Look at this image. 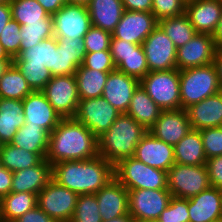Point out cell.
Here are the masks:
<instances>
[{
	"mask_svg": "<svg viewBox=\"0 0 222 222\" xmlns=\"http://www.w3.org/2000/svg\"><path fill=\"white\" fill-rule=\"evenodd\" d=\"M98 155V138L75 118H62L50 133L45 159L53 165L61 161L92 159Z\"/></svg>",
	"mask_w": 222,
	"mask_h": 222,
	"instance_id": "cell-1",
	"label": "cell"
},
{
	"mask_svg": "<svg viewBox=\"0 0 222 222\" xmlns=\"http://www.w3.org/2000/svg\"><path fill=\"white\" fill-rule=\"evenodd\" d=\"M52 179L80 194H95L114 175V165L101 156L87 160L61 161L52 165Z\"/></svg>",
	"mask_w": 222,
	"mask_h": 222,
	"instance_id": "cell-2",
	"label": "cell"
},
{
	"mask_svg": "<svg viewBox=\"0 0 222 222\" xmlns=\"http://www.w3.org/2000/svg\"><path fill=\"white\" fill-rule=\"evenodd\" d=\"M147 132L130 115L122 113L98 138V154L115 166L120 160L134 156L137 144Z\"/></svg>",
	"mask_w": 222,
	"mask_h": 222,
	"instance_id": "cell-3",
	"label": "cell"
},
{
	"mask_svg": "<svg viewBox=\"0 0 222 222\" xmlns=\"http://www.w3.org/2000/svg\"><path fill=\"white\" fill-rule=\"evenodd\" d=\"M181 109L221 91L214 63L180 70Z\"/></svg>",
	"mask_w": 222,
	"mask_h": 222,
	"instance_id": "cell-4",
	"label": "cell"
},
{
	"mask_svg": "<svg viewBox=\"0 0 222 222\" xmlns=\"http://www.w3.org/2000/svg\"><path fill=\"white\" fill-rule=\"evenodd\" d=\"M115 178L127 189H168L167 172L128 157L114 166Z\"/></svg>",
	"mask_w": 222,
	"mask_h": 222,
	"instance_id": "cell-5",
	"label": "cell"
},
{
	"mask_svg": "<svg viewBox=\"0 0 222 222\" xmlns=\"http://www.w3.org/2000/svg\"><path fill=\"white\" fill-rule=\"evenodd\" d=\"M180 70L177 68L148 72L141 87L161 110L181 109Z\"/></svg>",
	"mask_w": 222,
	"mask_h": 222,
	"instance_id": "cell-6",
	"label": "cell"
},
{
	"mask_svg": "<svg viewBox=\"0 0 222 222\" xmlns=\"http://www.w3.org/2000/svg\"><path fill=\"white\" fill-rule=\"evenodd\" d=\"M168 190L172 197L189 199L209 188L206 165H182L174 163L167 171Z\"/></svg>",
	"mask_w": 222,
	"mask_h": 222,
	"instance_id": "cell-7",
	"label": "cell"
},
{
	"mask_svg": "<svg viewBox=\"0 0 222 222\" xmlns=\"http://www.w3.org/2000/svg\"><path fill=\"white\" fill-rule=\"evenodd\" d=\"M77 199V193L51 179L37 194V205L56 222H70Z\"/></svg>",
	"mask_w": 222,
	"mask_h": 222,
	"instance_id": "cell-8",
	"label": "cell"
},
{
	"mask_svg": "<svg viewBox=\"0 0 222 222\" xmlns=\"http://www.w3.org/2000/svg\"><path fill=\"white\" fill-rule=\"evenodd\" d=\"M171 198L168 189L128 190V213L136 222L158 220Z\"/></svg>",
	"mask_w": 222,
	"mask_h": 222,
	"instance_id": "cell-9",
	"label": "cell"
},
{
	"mask_svg": "<svg viewBox=\"0 0 222 222\" xmlns=\"http://www.w3.org/2000/svg\"><path fill=\"white\" fill-rule=\"evenodd\" d=\"M42 92L61 118H74L80 101L75 75L52 76Z\"/></svg>",
	"mask_w": 222,
	"mask_h": 222,
	"instance_id": "cell-10",
	"label": "cell"
},
{
	"mask_svg": "<svg viewBox=\"0 0 222 222\" xmlns=\"http://www.w3.org/2000/svg\"><path fill=\"white\" fill-rule=\"evenodd\" d=\"M120 114L101 96L80 100L74 118L99 138L111 127Z\"/></svg>",
	"mask_w": 222,
	"mask_h": 222,
	"instance_id": "cell-11",
	"label": "cell"
},
{
	"mask_svg": "<svg viewBox=\"0 0 222 222\" xmlns=\"http://www.w3.org/2000/svg\"><path fill=\"white\" fill-rule=\"evenodd\" d=\"M53 17V34L56 38L83 39L91 24L85 5L65 4Z\"/></svg>",
	"mask_w": 222,
	"mask_h": 222,
	"instance_id": "cell-12",
	"label": "cell"
},
{
	"mask_svg": "<svg viewBox=\"0 0 222 222\" xmlns=\"http://www.w3.org/2000/svg\"><path fill=\"white\" fill-rule=\"evenodd\" d=\"M142 47L149 72L177 68V49L159 25L143 41Z\"/></svg>",
	"mask_w": 222,
	"mask_h": 222,
	"instance_id": "cell-13",
	"label": "cell"
},
{
	"mask_svg": "<svg viewBox=\"0 0 222 222\" xmlns=\"http://www.w3.org/2000/svg\"><path fill=\"white\" fill-rule=\"evenodd\" d=\"M110 54L117 70L139 81L149 72L142 45L111 37Z\"/></svg>",
	"mask_w": 222,
	"mask_h": 222,
	"instance_id": "cell-14",
	"label": "cell"
},
{
	"mask_svg": "<svg viewBox=\"0 0 222 222\" xmlns=\"http://www.w3.org/2000/svg\"><path fill=\"white\" fill-rule=\"evenodd\" d=\"M157 26L158 20L151 12L125 10L112 37L142 45Z\"/></svg>",
	"mask_w": 222,
	"mask_h": 222,
	"instance_id": "cell-15",
	"label": "cell"
},
{
	"mask_svg": "<svg viewBox=\"0 0 222 222\" xmlns=\"http://www.w3.org/2000/svg\"><path fill=\"white\" fill-rule=\"evenodd\" d=\"M216 50L212 35L197 33L188 43L177 48V69L185 70L214 63Z\"/></svg>",
	"mask_w": 222,
	"mask_h": 222,
	"instance_id": "cell-16",
	"label": "cell"
},
{
	"mask_svg": "<svg viewBox=\"0 0 222 222\" xmlns=\"http://www.w3.org/2000/svg\"><path fill=\"white\" fill-rule=\"evenodd\" d=\"M133 157L148 166L167 172L175 163L174 146L166 144L148 131L137 144Z\"/></svg>",
	"mask_w": 222,
	"mask_h": 222,
	"instance_id": "cell-17",
	"label": "cell"
},
{
	"mask_svg": "<svg viewBox=\"0 0 222 222\" xmlns=\"http://www.w3.org/2000/svg\"><path fill=\"white\" fill-rule=\"evenodd\" d=\"M186 109L162 110L150 132L166 144L175 146L190 130Z\"/></svg>",
	"mask_w": 222,
	"mask_h": 222,
	"instance_id": "cell-18",
	"label": "cell"
},
{
	"mask_svg": "<svg viewBox=\"0 0 222 222\" xmlns=\"http://www.w3.org/2000/svg\"><path fill=\"white\" fill-rule=\"evenodd\" d=\"M22 104L27 125L39 126L51 133L62 119L42 91H33Z\"/></svg>",
	"mask_w": 222,
	"mask_h": 222,
	"instance_id": "cell-19",
	"label": "cell"
},
{
	"mask_svg": "<svg viewBox=\"0 0 222 222\" xmlns=\"http://www.w3.org/2000/svg\"><path fill=\"white\" fill-rule=\"evenodd\" d=\"M140 81L117 69L109 72L102 97L106 99L119 113H126L133 93Z\"/></svg>",
	"mask_w": 222,
	"mask_h": 222,
	"instance_id": "cell-20",
	"label": "cell"
},
{
	"mask_svg": "<svg viewBox=\"0 0 222 222\" xmlns=\"http://www.w3.org/2000/svg\"><path fill=\"white\" fill-rule=\"evenodd\" d=\"M185 14L197 33L213 35L221 18L222 0L188 2Z\"/></svg>",
	"mask_w": 222,
	"mask_h": 222,
	"instance_id": "cell-21",
	"label": "cell"
},
{
	"mask_svg": "<svg viewBox=\"0 0 222 222\" xmlns=\"http://www.w3.org/2000/svg\"><path fill=\"white\" fill-rule=\"evenodd\" d=\"M95 195L103 221L128 214V190L115 177Z\"/></svg>",
	"mask_w": 222,
	"mask_h": 222,
	"instance_id": "cell-22",
	"label": "cell"
},
{
	"mask_svg": "<svg viewBox=\"0 0 222 222\" xmlns=\"http://www.w3.org/2000/svg\"><path fill=\"white\" fill-rule=\"evenodd\" d=\"M189 222H214L222 218V190L210 186L188 199Z\"/></svg>",
	"mask_w": 222,
	"mask_h": 222,
	"instance_id": "cell-23",
	"label": "cell"
},
{
	"mask_svg": "<svg viewBox=\"0 0 222 222\" xmlns=\"http://www.w3.org/2000/svg\"><path fill=\"white\" fill-rule=\"evenodd\" d=\"M194 130L222 126V91L186 108Z\"/></svg>",
	"mask_w": 222,
	"mask_h": 222,
	"instance_id": "cell-24",
	"label": "cell"
},
{
	"mask_svg": "<svg viewBox=\"0 0 222 222\" xmlns=\"http://www.w3.org/2000/svg\"><path fill=\"white\" fill-rule=\"evenodd\" d=\"M52 165L43 159L38 165L13 172L11 192L38 194L52 179Z\"/></svg>",
	"mask_w": 222,
	"mask_h": 222,
	"instance_id": "cell-25",
	"label": "cell"
},
{
	"mask_svg": "<svg viewBox=\"0 0 222 222\" xmlns=\"http://www.w3.org/2000/svg\"><path fill=\"white\" fill-rule=\"evenodd\" d=\"M91 24L112 33L124 13L122 0H90L87 5Z\"/></svg>",
	"mask_w": 222,
	"mask_h": 222,
	"instance_id": "cell-26",
	"label": "cell"
},
{
	"mask_svg": "<svg viewBox=\"0 0 222 222\" xmlns=\"http://www.w3.org/2000/svg\"><path fill=\"white\" fill-rule=\"evenodd\" d=\"M25 123L21 100L0 98V142L10 143Z\"/></svg>",
	"mask_w": 222,
	"mask_h": 222,
	"instance_id": "cell-27",
	"label": "cell"
},
{
	"mask_svg": "<svg viewBox=\"0 0 222 222\" xmlns=\"http://www.w3.org/2000/svg\"><path fill=\"white\" fill-rule=\"evenodd\" d=\"M174 158L176 164L206 165L207 157L204 152L200 130L191 129L174 146Z\"/></svg>",
	"mask_w": 222,
	"mask_h": 222,
	"instance_id": "cell-28",
	"label": "cell"
},
{
	"mask_svg": "<svg viewBox=\"0 0 222 222\" xmlns=\"http://www.w3.org/2000/svg\"><path fill=\"white\" fill-rule=\"evenodd\" d=\"M57 52L55 36L43 39L39 44L23 50L13 59L15 65H44L54 76V59Z\"/></svg>",
	"mask_w": 222,
	"mask_h": 222,
	"instance_id": "cell-29",
	"label": "cell"
},
{
	"mask_svg": "<svg viewBox=\"0 0 222 222\" xmlns=\"http://www.w3.org/2000/svg\"><path fill=\"white\" fill-rule=\"evenodd\" d=\"M161 112L162 110L149 97L141 85H139L133 93L126 113L149 131L159 118Z\"/></svg>",
	"mask_w": 222,
	"mask_h": 222,
	"instance_id": "cell-30",
	"label": "cell"
},
{
	"mask_svg": "<svg viewBox=\"0 0 222 222\" xmlns=\"http://www.w3.org/2000/svg\"><path fill=\"white\" fill-rule=\"evenodd\" d=\"M49 136L50 133L42 127L24 123L13 136L10 144L26 151L37 153L45 159L48 151Z\"/></svg>",
	"mask_w": 222,
	"mask_h": 222,
	"instance_id": "cell-31",
	"label": "cell"
},
{
	"mask_svg": "<svg viewBox=\"0 0 222 222\" xmlns=\"http://www.w3.org/2000/svg\"><path fill=\"white\" fill-rule=\"evenodd\" d=\"M36 206L37 194L29 192H10L0 200V219L15 222Z\"/></svg>",
	"mask_w": 222,
	"mask_h": 222,
	"instance_id": "cell-32",
	"label": "cell"
},
{
	"mask_svg": "<svg viewBox=\"0 0 222 222\" xmlns=\"http://www.w3.org/2000/svg\"><path fill=\"white\" fill-rule=\"evenodd\" d=\"M109 72L79 66L75 72L80 100L101 97Z\"/></svg>",
	"mask_w": 222,
	"mask_h": 222,
	"instance_id": "cell-33",
	"label": "cell"
},
{
	"mask_svg": "<svg viewBox=\"0 0 222 222\" xmlns=\"http://www.w3.org/2000/svg\"><path fill=\"white\" fill-rule=\"evenodd\" d=\"M0 158L1 165L11 172L36 166L43 160L39 154L26 151L10 143L2 144Z\"/></svg>",
	"mask_w": 222,
	"mask_h": 222,
	"instance_id": "cell-34",
	"label": "cell"
},
{
	"mask_svg": "<svg viewBox=\"0 0 222 222\" xmlns=\"http://www.w3.org/2000/svg\"><path fill=\"white\" fill-rule=\"evenodd\" d=\"M33 90L14 63L0 79V98L24 100Z\"/></svg>",
	"mask_w": 222,
	"mask_h": 222,
	"instance_id": "cell-35",
	"label": "cell"
},
{
	"mask_svg": "<svg viewBox=\"0 0 222 222\" xmlns=\"http://www.w3.org/2000/svg\"><path fill=\"white\" fill-rule=\"evenodd\" d=\"M158 25L174 43L176 49L188 43L197 34L185 13L159 20Z\"/></svg>",
	"mask_w": 222,
	"mask_h": 222,
	"instance_id": "cell-36",
	"label": "cell"
},
{
	"mask_svg": "<svg viewBox=\"0 0 222 222\" xmlns=\"http://www.w3.org/2000/svg\"><path fill=\"white\" fill-rule=\"evenodd\" d=\"M9 4L12 19L20 25L44 22L51 16L37 0H11Z\"/></svg>",
	"mask_w": 222,
	"mask_h": 222,
	"instance_id": "cell-37",
	"label": "cell"
},
{
	"mask_svg": "<svg viewBox=\"0 0 222 222\" xmlns=\"http://www.w3.org/2000/svg\"><path fill=\"white\" fill-rule=\"evenodd\" d=\"M20 53L39 44L43 39L51 38L53 34V17L52 15L44 22L28 23L21 25L20 28Z\"/></svg>",
	"mask_w": 222,
	"mask_h": 222,
	"instance_id": "cell-38",
	"label": "cell"
},
{
	"mask_svg": "<svg viewBox=\"0 0 222 222\" xmlns=\"http://www.w3.org/2000/svg\"><path fill=\"white\" fill-rule=\"evenodd\" d=\"M70 222H103L95 194L78 195L75 212Z\"/></svg>",
	"mask_w": 222,
	"mask_h": 222,
	"instance_id": "cell-39",
	"label": "cell"
},
{
	"mask_svg": "<svg viewBox=\"0 0 222 222\" xmlns=\"http://www.w3.org/2000/svg\"><path fill=\"white\" fill-rule=\"evenodd\" d=\"M20 28L21 25L11 18L0 34V44L12 59L20 54Z\"/></svg>",
	"mask_w": 222,
	"mask_h": 222,
	"instance_id": "cell-40",
	"label": "cell"
},
{
	"mask_svg": "<svg viewBox=\"0 0 222 222\" xmlns=\"http://www.w3.org/2000/svg\"><path fill=\"white\" fill-rule=\"evenodd\" d=\"M33 91H42L52 78L44 65H16Z\"/></svg>",
	"mask_w": 222,
	"mask_h": 222,
	"instance_id": "cell-41",
	"label": "cell"
},
{
	"mask_svg": "<svg viewBox=\"0 0 222 222\" xmlns=\"http://www.w3.org/2000/svg\"><path fill=\"white\" fill-rule=\"evenodd\" d=\"M57 39V52L54 59V76L75 75L78 68L67 53L68 38Z\"/></svg>",
	"mask_w": 222,
	"mask_h": 222,
	"instance_id": "cell-42",
	"label": "cell"
},
{
	"mask_svg": "<svg viewBox=\"0 0 222 222\" xmlns=\"http://www.w3.org/2000/svg\"><path fill=\"white\" fill-rule=\"evenodd\" d=\"M111 37L112 33L92 25L83 37L86 52L110 51Z\"/></svg>",
	"mask_w": 222,
	"mask_h": 222,
	"instance_id": "cell-43",
	"label": "cell"
},
{
	"mask_svg": "<svg viewBox=\"0 0 222 222\" xmlns=\"http://www.w3.org/2000/svg\"><path fill=\"white\" fill-rule=\"evenodd\" d=\"M159 222H189L188 199L172 197Z\"/></svg>",
	"mask_w": 222,
	"mask_h": 222,
	"instance_id": "cell-44",
	"label": "cell"
},
{
	"mask_svg": "<svg viewBox=\"0 0 222 222\" xmlns=\"http://www.w3.org/2000/svg\"><path fill=\"white\" fill-rule=\"evenodd\" d=\"M200 134L207 159L222 155V126L202 129Z\"/></svg>",
	"mask_w": 222,
	"mask_h": 222,
	"instance_id": "cell-45",
	"label": "cell"
},
{
	"mask_svg": "<svg viewBox=\"0 0 222 222\" xmlns=\"http://www.w3.org/2000/svg\"><path fill=\"white\" fill-rule=\"evenodd\" d=\"M151 13L158 21L179 16L185 13V2L183 0H152Z\"/></svg>",
	"mask_w": 222,
	"mask_h": 222,
	"instance_id": "cell-46",
	"label": "cell"
},
{
	"mask_svg": "<svg viewBox=\"0 0 222 222\" xmlns=\"http://www.w3.org/2000/svg\"><path fill=\"white\" fill-rule=\"evenodd\" d=\"M82 65L103 72H111L116 69L110 51L86 53Z\"/></svg>",
	"mask_w": 222,
	"mask_h": 222,
	"instance_id": "cell-47",
	"label": "cell"
},
{
	"mask_svg": "<svg viewBox=\"0 0 222 222\" xmlns=\"http://www.w3.org/2000/svg\"><path fill=\"white\" fill-rule=\"evenodd\" d=\"M206 167L210 185L222 190V155L208 158Z\"/></svg>",
	"mask_w": 222,
	"mask_h": 222,
	"instance_id": "cell-48",
	"label": "cell"
},
{
	"mask_svg": "<svg viewBox=\"0 0 222 222\" xmlns=\"http://www.w3.org/2000/svg\"><path fill=\"white\" fill-rule=\"evenodd\" d=\"M67 43V53L72 58V62L76 64L78 67L81 66L84 62L86 49L83 39H68Z\"/></svg>",
	"mask_w": 222,
	"mask_h": 222,
	"instance_id": "cell-49",
	"label": "cell"
},
{
	"mask_svg": "<svg viewBox=\"0 0 222 222\" xmlns=\"http://www.w3.org/2000/svg\"><path fill=\"white\" fill-rule=\"evenodd\" d=\"M15 222H56L48 216L38 205L26 212Z\"/></svg>",
	"mask_w": 222,
	"mask_h": 222,
	"instance_id": "cell-50",
	"label": "cell"
},
{
	"mask_svg": "<svg viewBox=\"0 0 222 222\" xmlns=\"http://www.w3.org/2000/svg\"><path fill=\"white\" fill-rule=\"evenodd\" d=\"M13 172L0 167V200L11 192Z\"/></svg>",
	"mask_w": 222,
	"mask_h": 222,
	"instance_id": "cell-51",
	"label": "cell"
},
{
	"mask_svg": "<svg viewBox=\"0 0 222 222\" xmlns=\"http://www.w3.org/2000/svg\"><path fill=\"white\" fill-rule=\"evenodd\" d=\"M124 10L129 11H152V0H122Z\"/></svg>",
	"mask_w": 222,
	"mask_h": 222,
	"instance_id": "cell-52",
	"label": "cell"
},
{
	"mask_svg": "<svg viewBox=\"0 0 222 222\" xmlns=\"http://www.w3.org/2000/svg\"><path fill=\"white\" fill-rule=\"evenodd\" d=\"M43 8L50 14H55L65 4H68L67 0H37Z\"/></svg>",
	"mask_w": 222,
	"mask_h": 222,
	"instance_id": "cell-53",
	"label": "cell"
},
{
	"mask_svg": "<svg viewBox=\"0 0 222 222\" xmlns=\"http://www.w3.org/2000/svg\"><path fill=\"white\" fill-rule=\"evenodd\" d=\"M12 18L11 7L9 3H0V34L5 25Z\"/></svg>",
	"mask_w": 222,
	"mask_h": 222,
	"instance_id": "cell-54",
	"label": "cell"
},
{
	"mask_svg": "<svg viewBox=\"0 0 222 222\" xmlns=\"http://www.w3.org/2000/svg\"><path fill=\"white\" fill-rule=\"evenodd\" d=\"M214 65L217 70L219 86L222 91V49L216 50V54L214 58Z\"/></svg>",
	"mask_w": 222,
	"mask_h": 222,
	"instance_id": "cell-55",
	"label": "cell"
},
{
	"mask_svg": "<svg viewBox=\"0 0 222 222\" xmlns=\"http://www.w3.org/2000/svg\"><path fill=\"white\" fill-rule=\"evenodd\" d=\"M212 36L215 41L217 49H222V14L218 22L217 28Z\"/></svg>",
	"mask_w": 222,
	"mask_h": 222,
	"instance_id": "cell-56",
	"label": "cell"
},
{
	"mask_svg": "<svg viewBox=\"0 0 222 222\" xmlns=\"http://www.w3.org/2000/svg\"><path fill=\"white\" fill-rule=\"evenodd\" d=\"M12 63L13 59H0V79Z\"/></svg>",
	"mask_w": 222,
	"mask_h": 222,
	"instance_id": "cell-57",
	"label": "cell"
},
{
	"mask_svg": "<svg viewBox=\"0 0 222 222\" xmlns=\"http://www.w3.org/2000/svg\"><path fill=\"white\" fill-rule=\"evenodd\" d=\"M103 222H136L135 219L128 213L124 216H119L111 220H104Z\"/></svg>",
	"mask_w": 222,
	"mask_h": 222,
	"instance_id": "cell-58",
	"label": "cell"
},
{
	"mask_svg": "<svg viewBox=\"0 0 222 222\" xmlns=\"http://www.w3.org/2000/svg\"><path fill=\"white\" fill-rule=\"evenodd\" d=\"M68 4L85 5L87 6L90 0H67Z\"/></svg>",
	"mask_w": 222,
	"mask_h": 222,
	"instance_id": "cell-59",
	"label": "cell"
},
{
	"mask_svg": "<svg viewBox=\"0 0 222 222\" xmlns=\"http://www.w3.org/2000/svg\"><path fill=\"white\" fill-rule=\"evenodd\" d=\"M0 59H12L7 52L5 51L4 47L0 44Z\"/></svg>",
	"mask_w": 222,
	"mask_h": 222,
	"instance_id": "cell-60",
	"label": "cell"
},
{
	"mask_svg": "<svg viewBox=\"0 0 222 222\" xmlns=\"http://www.w3.org/2000/svg\"><path fill=\"white\" fill-rule=\"evenodd\" d=\"M11 0H0V3H9Z\"/></svg>",
	"mask_w": 222,
	"mask_h": 222,
	"instance_id": "cell-61",
	"label": "cell"
},
{
	"mask_svg": "<svg viewBox=\"0 0 222 222\" xmlns=\"http://www.w3.org/2000/svg\"><path fill=\"white\" fill-rule=\"evenodd\" d=\"M139 222H159V220L139 221Z\"/></svg>",
	"mask_w": 222,
	"mask_h": 222,
	"instance_id": "cell-62",
	"label": "cell"
},
{
	"mask_svg": "<svg viewBox=\"0 0 222 222\" xmlns=\"http://www.w3.org/2000/svg\"><path fill=\"white\" fill-rule=\"evenodd\" d=\"M184 2H185V4L186 3H188V2H192V1H194V0H183Z\"/></svg>",
	"mask_w": 222,
	"mask_h": 222,
	"instance_id": "cell-63",
	"label": "cell"
},
{
	"mask_svg": "<svg viewBox=\"0 0 222 222\" xmlns=\"http://www.w3.org/2000/svg\"><path fill=\"white\" fill-rule=\"evenodd\" d=\"M214 222H222V218H219V219H217V220L214 221Z\"/></svg>",
	"mask_w": 222,
	"mask_h": 222,
	"instance_id": "cell-64",
	"label": "cell"
}]
</instances>
